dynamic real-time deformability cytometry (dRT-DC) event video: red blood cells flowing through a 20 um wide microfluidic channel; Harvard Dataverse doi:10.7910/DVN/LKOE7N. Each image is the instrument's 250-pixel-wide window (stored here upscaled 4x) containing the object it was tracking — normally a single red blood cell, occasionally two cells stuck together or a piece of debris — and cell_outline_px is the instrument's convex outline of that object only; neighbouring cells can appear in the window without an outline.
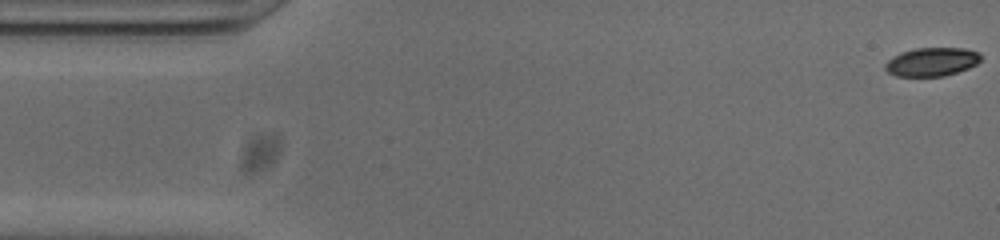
{"species": "common noctule bat (a hibernating species)", "species_latin": "Nyctalus noctula", "temperature_condition": "cold", "stored_images_in_passage": 53, "camera_frame_rate_fps": 3000, "um_per_image_px": 0.085, "animal": {"sex": "male", "body_mass_g": 20.0, "forearm_length_mm": 53.3}, "frame": {"image": 1, "passage_image": 1, "time_ms": 0.0, "image_size_px": [1000, 240], "cell_outline_px": [[980, 60], [976, 64], [968, 68], [944, 76], [896, 76], [888, 72], [884, 68], [884, 64], [892, 56], [900, 52], [916, 48], [964, 48], [980, 52]], "centroid_in_image_um": [79.17, 5.25], "position_along_channel_um": 5.8, "area_um2": 15.95}}
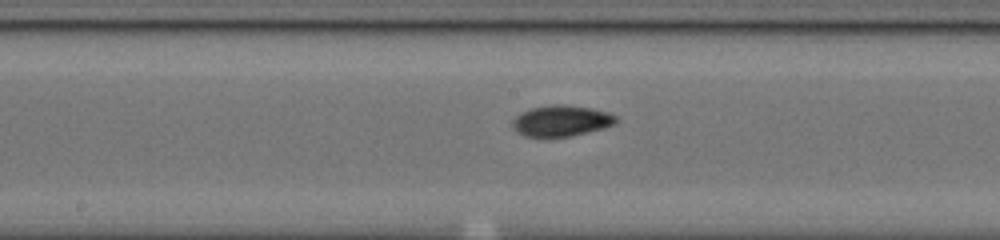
{"frame": {"image": 2, "passage_image": 26, "time_ms": 8.333, "image_size_px": [1000, 240], "cell_outline_px": [[616, 124], [604, 128], [568, 136], [524, 136], [512, 128], [512, 120], [520, 112], [532, 108], [552, 104], [564, 104], [592, 108], [608, 112], [616, 116]], "centroid_in_image_um": [47.7, 10.25], "position_along_channel_um": 200.5, "area_um2": 18.61}}
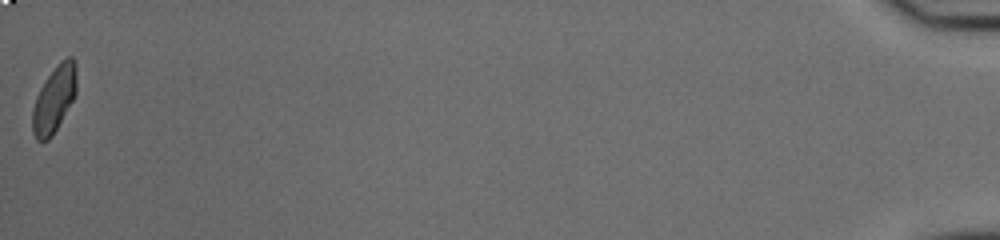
{"frame": {"image": 3, "passage_image": 53, "time_ms": 17.333, "image_size_px": [1000, 240], "cell_outline_px": [[76, 92], [72, 100], [52, 136], [48, 140], [36, 140], [32, 132], [32, 112], [36, 96], [40, 88], [48, 76], [60, 60], [68, 56], [72, 56], [76, 64]], "centroid_in_image_um": [4.6, 8.41], "position_along_channel_um": 430.6, "area_um2": 16.88}, "authors_computed_cell_mechanics": {"area_um2": 17.4556, "velocity_mm_per_s": 3.8031, "shape_relaxation_time_tau1_ms": 6.4562, "shape_relaxation_time_tau2_ms": 2.2616, "deformation_change_tau1": 0.192, "deformation_change_tau2": 0.0561}}